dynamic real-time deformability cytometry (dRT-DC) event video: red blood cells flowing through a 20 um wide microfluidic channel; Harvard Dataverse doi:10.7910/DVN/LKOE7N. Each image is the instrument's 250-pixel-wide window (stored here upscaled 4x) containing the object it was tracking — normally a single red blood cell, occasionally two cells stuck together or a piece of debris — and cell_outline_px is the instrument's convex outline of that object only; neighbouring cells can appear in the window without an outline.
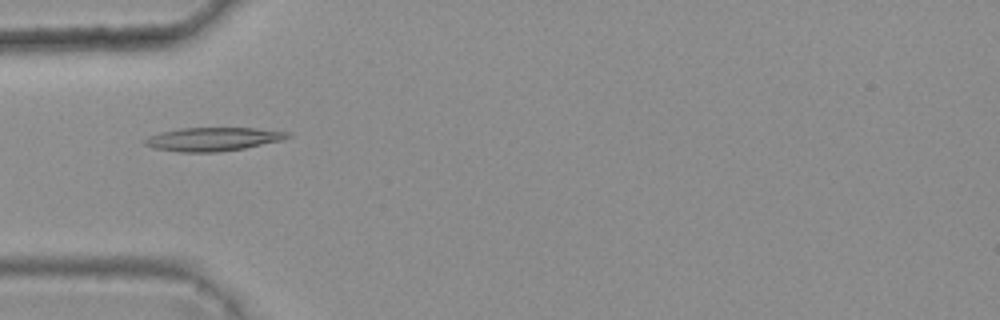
{"species": "common noctule bat (a hibernating species)", "species_latin": "Nyctalus noctula", "temperature_condition": "warm", "stored_images_in_passage": 5, "camera_frame_rate_fps": 3000, "um_per_image_px": 0.085, "animal": {"sex": "female", "body_mass_g": 25.1}, "frame": {"image": 1, "passage_image": 2, "time_ms": 0.333, "image_size_px": [1000, 320], "cell_outline_px": [[292, 136], [284, 140], [244, 148], [216, 152], [180, 152], [152, 148], [144, 144], [144, 140], [148, 136], [160, 132], [180, 128], [256, 128], [288, 132]], "centroid_in_image_um": [18.09, 11.83], "position_along_channel_um": 66.9, "area_um2": 19.65}}
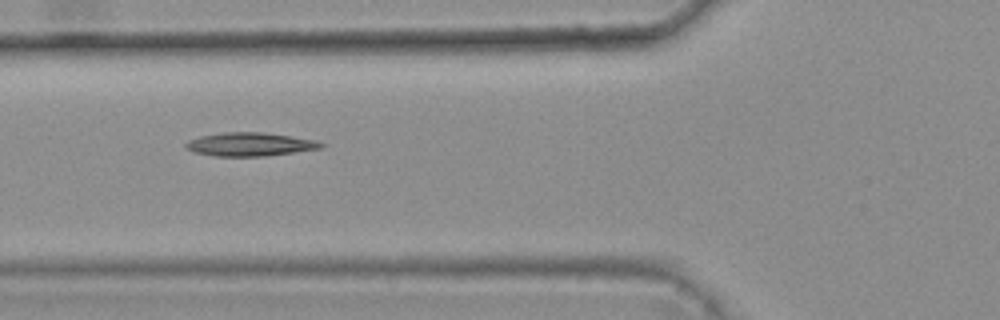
{"frame": {"image": 2, "passage_image": 3, "time_ms": 0.667, "image_size_px": [1000, 320], "cell_outline_px": [[328, 144], [324, 148], [264, 156], [216, 156], [192, 152], [184, 148], [184, 144], [188, 140], [200, 136], [224, 132], [264, 132], [316, 140]], "centroid_in_image_um": [21.25, 12.26], "position_along_channel_um": 104.6, "area_um2": 18.73}}
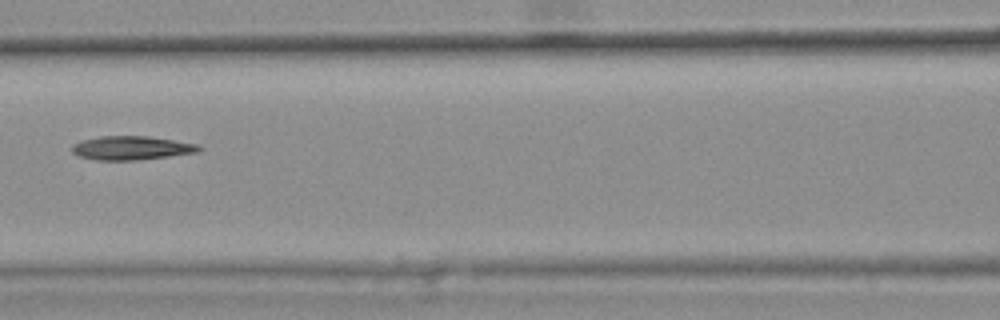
{"frame": {"image": 3, "passage_image": 4, "time_ms": 1.0, "image_size_px": [1000, 320], "cell_outline_px": [[204, 148], [200, 152], [136, 160], [96, 160], [76, 156], [72, 152], [72, 144], [84, 140], [100, 136], [148, 136], [196, 144]], "centroid_in_image_um": [11.16, 12.58], "position_along_channel_um": 155.4, "area_um2": 17.57}}